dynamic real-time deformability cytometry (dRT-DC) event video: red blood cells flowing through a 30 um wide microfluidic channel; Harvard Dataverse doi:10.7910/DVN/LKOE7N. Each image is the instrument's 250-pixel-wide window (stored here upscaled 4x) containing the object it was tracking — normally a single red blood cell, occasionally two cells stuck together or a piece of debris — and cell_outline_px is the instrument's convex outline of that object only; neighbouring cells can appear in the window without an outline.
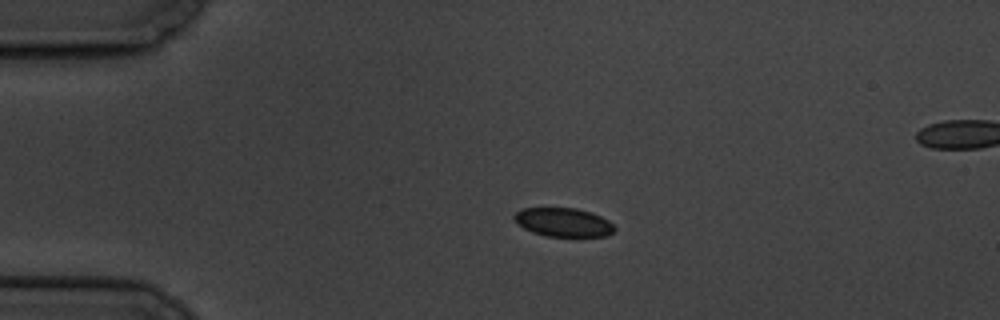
{"species": "common noctule bat (a hibernating species)", "species_latin": "Nyctalus noctula", "temperature_condition": "cold", "stored_images_in_passage": 6, "camera_frame_rate_fps": 3000, "um_per_image_px": 0.085, "animal": {"sex": "male", "body_mass_g": 19.5, "forearm_length_mm": 54.6}, "frame": {"image": 1, "passage_image": 3, "time_ms": 2.333, "image_size_px": [1000, 320], "cell_outline_px": [[616, 228], [608, 236], [544, 236], [532, 232], [516, 224], [512, 220], [512, 216], [516, 212], [524, 208], [576, 208], [592, 212], [608, 220]], "centroid_in_image_um": [47.85, 18.89], "position_along_channel_um": 37.2, "area_um2": 16.94}}
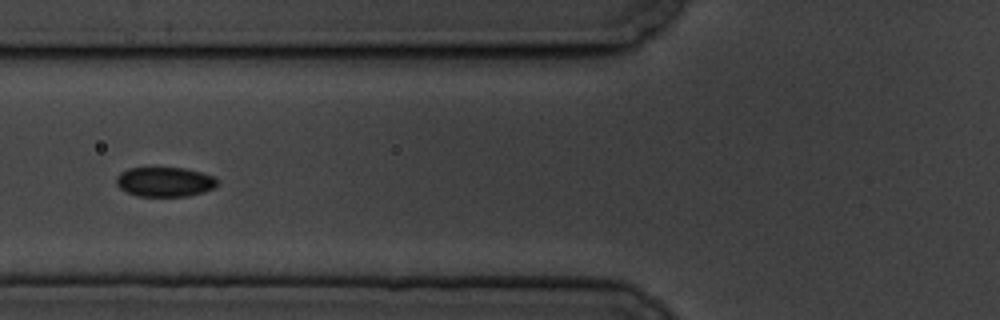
{"frame": {"image": 2, "passage_image": 6, "time_ms": 5.667, "image_size_px": [1000, 320], "cell_outline_px": [[216, 184], [212, 188], [204, 192], [188, 196], [136, 196], [120, 188], [116, 184], [116, 176], [120, 172], [128, 168], [184, 168], [200, 172], [212, 176], [216, 180]], "centroid_in_image_um": [13.95, 15.46], "position_along_channel_um": 111.8, "area_um2": 17.28}}